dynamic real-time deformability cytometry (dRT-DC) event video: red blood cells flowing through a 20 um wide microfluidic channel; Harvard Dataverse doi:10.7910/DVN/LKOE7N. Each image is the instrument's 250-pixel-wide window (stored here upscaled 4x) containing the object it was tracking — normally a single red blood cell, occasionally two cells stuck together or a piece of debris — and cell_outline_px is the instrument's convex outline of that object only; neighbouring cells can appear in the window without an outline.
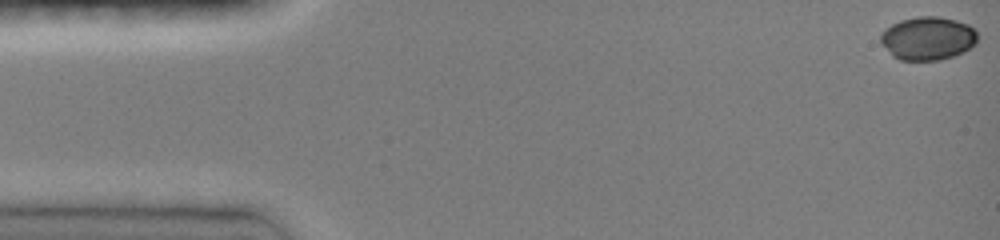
{"species": "common noctule bat (a hibernating species)", "species_latin": "Nyctalus noctula", "temperature_condition": "room temperature", "stored_images_in_passage": 44, "camera_frame_rate_fps": 3000, "um_per_image_px": 0.085, "animal": {"sex": "female", "body_mass_g": 19.0, "forearm_length_mm": 51.5}, "frame": {"image": 1, "passage_image": 1, "time_ms": 0.0, "image_size_px": [1000, 240], "cell_outline_px": [[976, 44], [964, 52], [940, 60], [900, 60], [892, 56], [880, 44], [880, 32], [884, 28], [900, 20], [916, 16], [940, 16], [956, 20], [968, 24], [976, 32]], "centroid_in_image_um": [78.82, 3.25], "position_along_channel_um": 6.2, "area_um2": 24.8}}
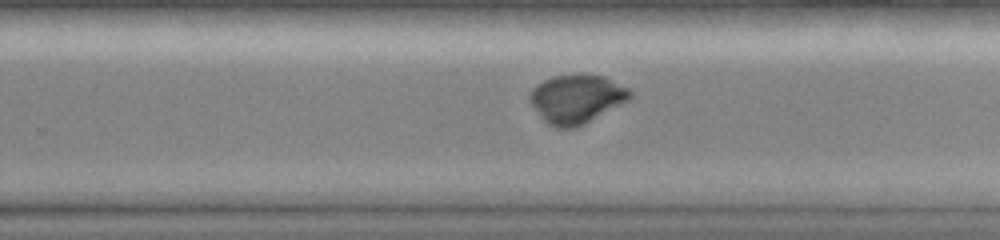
{"frame": {"image": 2, "passage_image": 31, "time_ms": 10.0, "image_size_px": [1000, 240], "cell_outline_px": [[632, 96], [628, 100], [584, 124], [576, 128], [556, 128], [548, 124], [540, 116], [528, 100], [528, 92], [536, 84], [552, 76], [604, 76], [628, 88], [632, 92]], "centroid_in_image_um": [48.96, 8.43], "position_along_channel_um": 280.8, "area_um2": 28.09}}
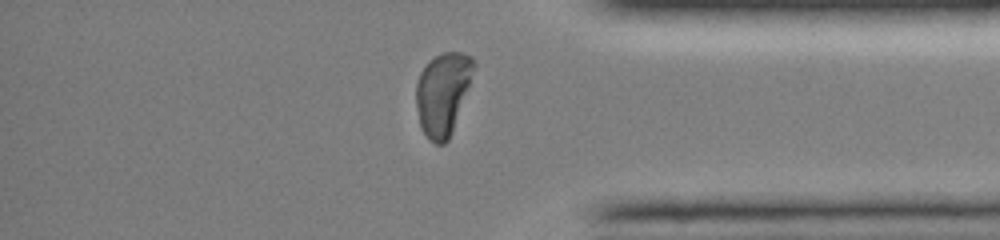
{"frame": {"image": 3, "passage_image": 40, "time_ms": 13.0, "image_size_px": [1000, 240], "cell_outline_px": [[476, 64], [452, 132], [448, 140], [444, 144], [436, 144], [428, 140], [420, 128], [416, 104], [416, 84], [420, 72], [436, 56], [444, 52], [460, 52], [472, 56], [476, 60]], "centroid_in_image_um": [37.63, 7.97], "position_along_channel_um": 397.6, "area_um2": 27.51}}